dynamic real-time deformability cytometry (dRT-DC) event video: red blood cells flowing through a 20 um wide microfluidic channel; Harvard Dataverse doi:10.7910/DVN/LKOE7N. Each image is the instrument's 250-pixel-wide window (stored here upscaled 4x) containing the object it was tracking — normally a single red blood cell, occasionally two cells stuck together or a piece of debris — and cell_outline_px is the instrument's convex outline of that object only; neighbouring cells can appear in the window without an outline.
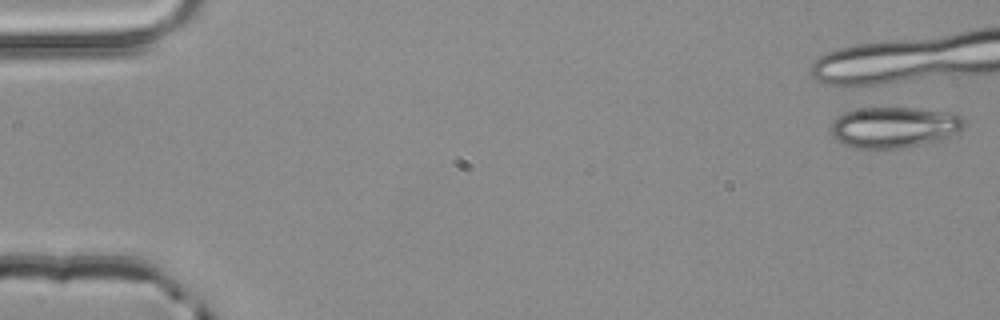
{"species": "common noctule bat (a hibernating species)", "species_latin": "Nyctalus noctula", "temperature_condition": "room temperature", "stored_images_in_passage": 4, "camera_frame_rate_fps": 3000, "um_per_image_px": 0.085, "animal": {"sex": "male", "body_mass_g": 20.4}, "frame": {"image": 1, "passage_image": 1, "time_ms": 0.0, "image_size_px": [1000, 320], "cell_outline_px": [[964, 124], [960, 132], [940, 140], [900, 148], [856, 148], [844, 144], [836, 140], [832, 136], [828, 128], [832, 120], [844, 112], [860, 108], [916, 108], [956, 112], [964, 120]], "centroid_in_image_um": [75.98, 10.8], "position_along_channel_um": 9.0, "area_um2": 32.14}}